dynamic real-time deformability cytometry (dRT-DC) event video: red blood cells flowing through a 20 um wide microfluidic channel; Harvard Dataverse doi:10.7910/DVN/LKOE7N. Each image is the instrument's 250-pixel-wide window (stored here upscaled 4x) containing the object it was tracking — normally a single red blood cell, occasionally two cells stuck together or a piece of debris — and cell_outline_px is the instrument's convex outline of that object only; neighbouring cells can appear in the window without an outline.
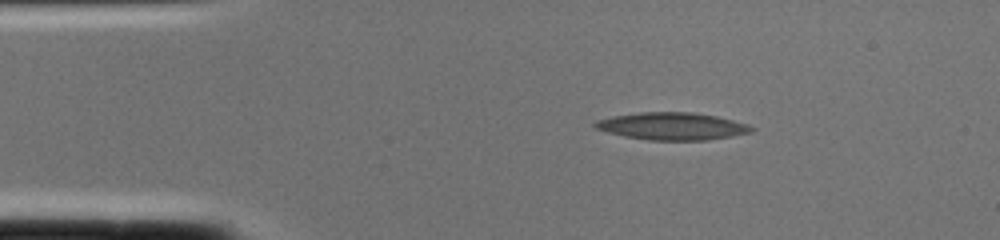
{"species": "common noctule bat (a hibernating species)", "species_latin": "Nyctalus noctula", "temperature_condition": "cold", "stored_images_in_passage": 1, "camera_frame_rate_fps": 3000, "um_per_image_px": 0.085, "animal": {"sex": "female", "body_mass_g": 22.0, "forearm_length_mm": 56.7}, "frame": {"image": 1, "passage_image": 1, "time_ms": 0.0, "image_size_px": [1000, 240], "cell_outline_px": [[756, 128], [752, 132], [732, 136], [708, 140], [648, 140], [624, 136], [608, 132], [596, 128], [592, 124], [596, 120], [612, 116], [640, 112], [692, 112], [716, 116], [748, 124]], "centroid_in_image_um": [57.14, 10.72], "position_along_channel_um": 27.9, "area_um2": 24.97}}